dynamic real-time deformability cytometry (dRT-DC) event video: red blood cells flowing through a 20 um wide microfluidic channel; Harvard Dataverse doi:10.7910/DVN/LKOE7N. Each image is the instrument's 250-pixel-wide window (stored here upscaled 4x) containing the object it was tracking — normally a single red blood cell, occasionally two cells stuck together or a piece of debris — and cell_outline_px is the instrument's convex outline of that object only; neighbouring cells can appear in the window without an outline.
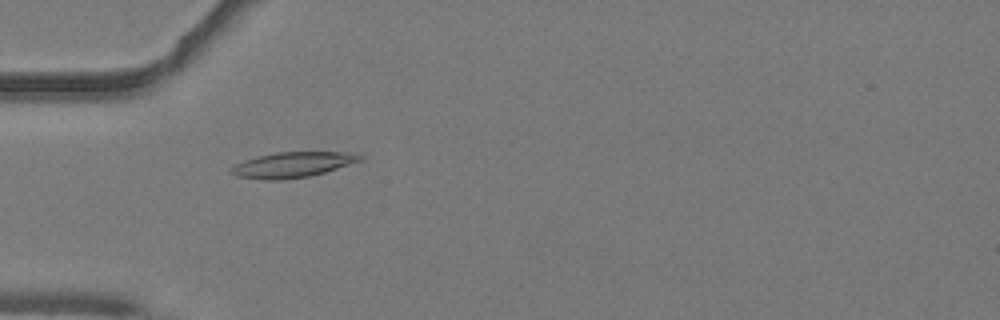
{"species": "common noctule bat (a hibernating species)", "species_latin": "Nyctalus noctula", "temperature_condition": "warm", "stored_images_in_passage": 51, "camera_frame_rate_fps": 3000, "um_per_image_px": 0.085, "animal": {"sex": "male", "body_mass_g": 19.2, "forearm_length_mm": 51.8}, "frame": {"image": 1, "passage_image": 16, "time_ms": 5.0, "image_size_px": [1000, 320], "cell_outline_px": [[364, 156], [360, 160], [324, 172], [308, 176], [280, 180], [264, 180], [236, 176], [228, 172], [228, 168], [232, 164], [256, 156], [276, 152], [352, 152]], "centroid_in_image_um": [24.75, 14.0], "position_along_channel_um": 60.2, "area_um2": 19.13}}
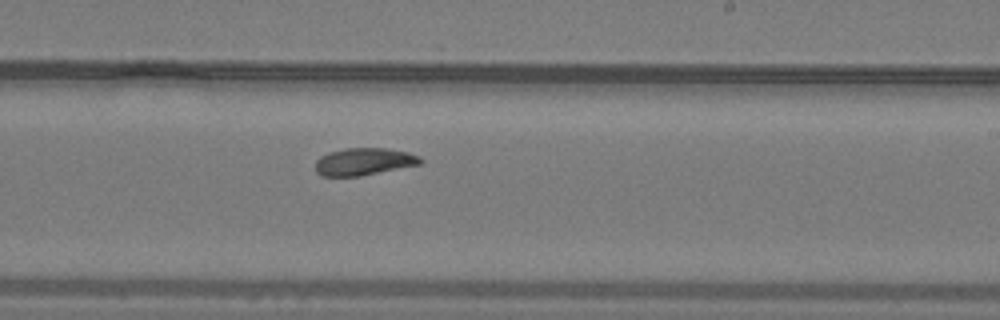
{"frame": {"image": 2, "passage_image": 31, "time_ms": 10.0, "image_size_px": [1000, 320], "cell_outline_px": [[424, 160], [420, 164], [360, 176], [320, 176], [316, 172], [316, 160], [320, 156], [328, 152], [344, 148], [388, 148], [408, 152], [420, 156]], "centroid_in_image_um": [30.93, 13.73], "position_along_channel_um": 258.1, "area_um2": 16.82}}
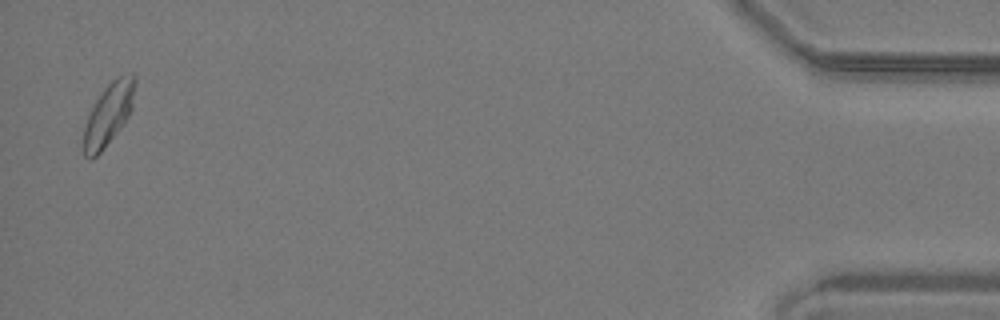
{"frame": {"image": 3, "passage_image": 50, "time_ms": 16.333, "image_size_px": [1000, 320], "cell_outline_px": [[136, 80], [132, 108], [128, 116], [120, 128], [104, 148], [92, 160], [88, 160], [84, 156], [84, 128], [88, 116], [96, 100], [104, 88], [116, 76], [132, 72], [136, 76]], "centroid_in_image_um": [9.24, 9.68], "position_along_channel_um": 426.0, "area_um2": 18.5}, "authors_computed_cell_mechanics": {"area_um2": 17.5712, "velocity_mm_per_s": 4.0412, "shape_relaxation_time_tau1_ms": 4.2586, "shape_relaxation_time_tau2_ms": 3.1322, "deformation_change_tau1": 0.1251, "deformation_change_tau2": 0.0732}}